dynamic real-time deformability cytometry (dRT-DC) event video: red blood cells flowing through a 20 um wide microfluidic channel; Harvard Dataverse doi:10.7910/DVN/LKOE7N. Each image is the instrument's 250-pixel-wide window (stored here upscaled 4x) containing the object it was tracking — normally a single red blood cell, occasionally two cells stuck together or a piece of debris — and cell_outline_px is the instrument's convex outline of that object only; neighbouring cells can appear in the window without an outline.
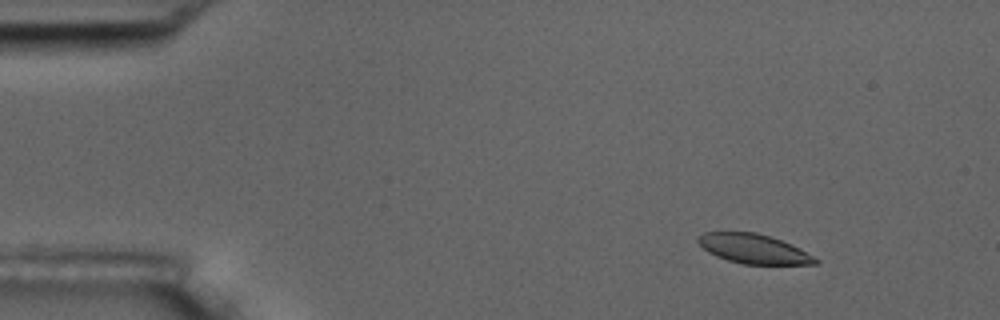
{"species": "common noctule bat (a hibernating species)", "species_latin": "Nyctalus noctula", "temperature_condition": "room temperature", "stored_images_in_passage": 5, "camera_frame_rate_fps": 3000, "um_per_image_px": 0.085, "animal": {"sex": "male", "body_mass_g": 17.5, "forearm_length_mm": 52.3}, "frame": {"image": 1, "passage_image": 1, "time_ms": 0.0, "image_size_px": [1000, 320], "cell_outline_px": [[820, 264], [744, 264], [728, 260], [716, 256], [708, 252], [696, 240], [704, 232], [756, 232], [792, 244], [820, 260]], "centroid_in_image_um": [64.08, 21.15], "position_along_channel_um": 20.9, "area_um2": 19.94}}